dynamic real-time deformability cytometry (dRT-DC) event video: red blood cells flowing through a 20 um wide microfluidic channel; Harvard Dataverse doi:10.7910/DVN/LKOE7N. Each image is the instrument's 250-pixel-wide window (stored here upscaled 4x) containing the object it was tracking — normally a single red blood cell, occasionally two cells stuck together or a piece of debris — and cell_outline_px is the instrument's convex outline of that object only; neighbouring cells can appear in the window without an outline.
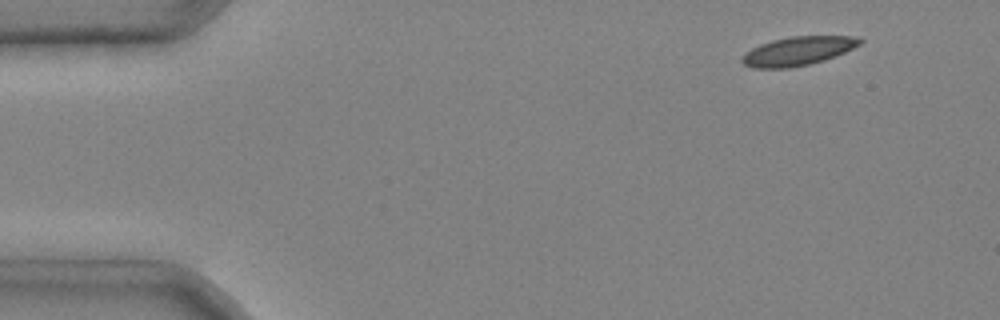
{"species": "common noctule bat (a hibernating species)", "species_latin": "Nyctalus noctula", "temperature_condition": "cold", "stored_images_in_passage": 5, "camera_frame_rate_fps": 3000, "um_per_image_px": 0.085, "animal": {"sex": "male", "body_mass_g": 20.4}, "frame": {"image": 1, "passage_image": 1, "time_ms": 0.0, "image_size_px": [1000, 320], "cell_outline_px": [[864, 40], [860, 44], [844, 52], [824, 60], [808, 64], [788, 68], [752, 68], [744, 64], [740, 60], [752, 48], [760, 44], [772, 40], [792, 36], [852, 36]], "centroid_in_image_um": [67.81, 4.33], "position_along_channel_um": 17.2, "area_um2": 19.48}}
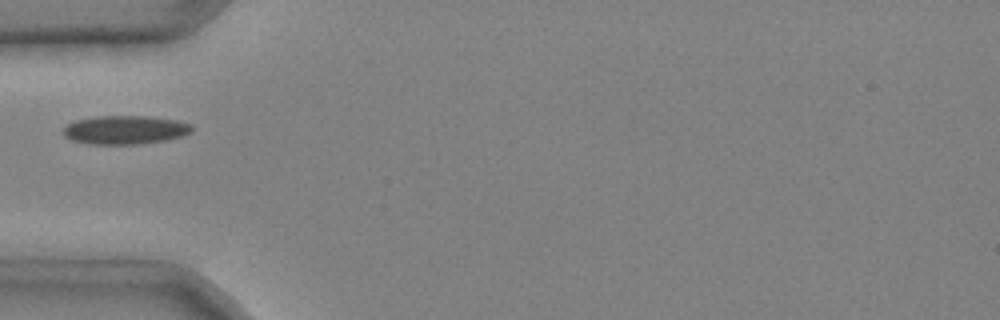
{"frame": {"image": 2, "passage_image": 4, "time_ms": 1.0, "image_size_px": [1000, 320], "cell_outline_px": [[192, 132], [180, 136], [164, 140], [136, 144], [88, 144], [72, 140], [64, 136], [64, 128], [68, 124], [76, 120], [96, 116], [148, 116], [176, 120], [192, 124]], "centroid_in_image_um": [10.62, 11.03], "position_along_channel_um": 74.4, "area_um2": 21.33}}